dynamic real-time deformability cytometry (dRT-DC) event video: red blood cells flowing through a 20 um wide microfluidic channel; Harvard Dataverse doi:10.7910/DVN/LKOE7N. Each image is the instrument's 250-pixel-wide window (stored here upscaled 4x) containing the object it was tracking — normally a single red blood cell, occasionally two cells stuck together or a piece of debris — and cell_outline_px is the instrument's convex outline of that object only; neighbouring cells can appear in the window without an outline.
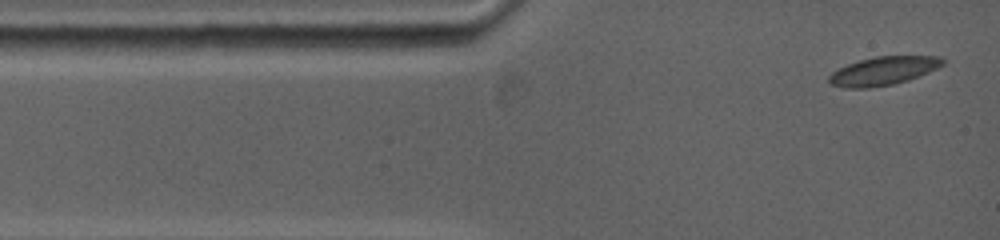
{"species": "common noctule bat (a hibernating species)", "species_latin": "Nyctalus noctula", "temperature_condition": "warm", "stored_images_in_passage": 49, "camera_frame_rate_fps": 5000, "um_per_image_px": 0.085, "animal": {"sex": "female", "body_mass_g": 19.0, "forearm_length_mm": 53.3}, "frame": {"image": 1, "passage_image": 1, "time_ms": 0.0, "image_size_px": [1000, 240], "cell_outline_px": [[944, 64], [928, 72], [908, 80], [892, 84], [868, 88], [848, 88], [832, 84], [828, 80], [828, 76], [832, 72], [848, 64], [860, 60], [876, 56], [940, 56], [944, 60]], "centroid_in_image_um": [75.08, 6.02], "position_along_channel_um": 9.9, "area_um2": 18.61}}
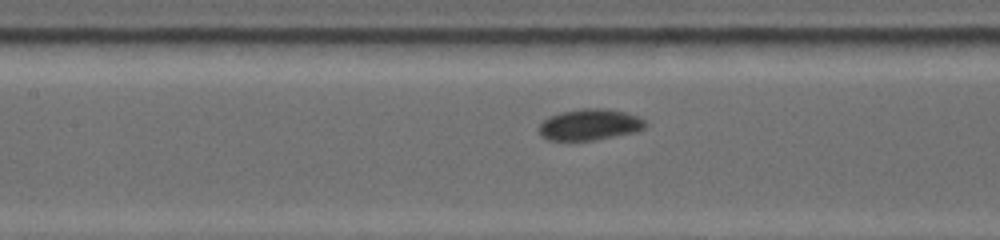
{"frame": {"image": 2, "passage_image": 22, "time_ms": 5.0, "image_size_px": [1000, 240], "cell_outline_px": [[648, 124], [644, 128], [636, 132], [596, 140], [548, 140], [540, 136], [540, 124], [548, 116], [560, 112], [580, 108], [608, 108], [624, 112], [636, 116], [644, 120]], "centroid_in_image_um": [50.13, 10.59], "position_along_channel_um": 157.3, "area_um2": 19.48}}
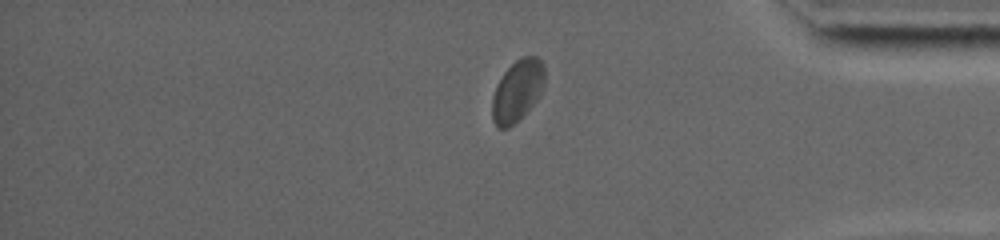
{"frame": {"image": 3, "passage_image": 42, "time_ms": 11.8, "image_size_px": [1000, 240], "cell_outline_px": [[544, 88], [540, 96], [508, 128], [496, 128], [492, 120], [492, 96], [496, 84], [504, 72], [516, 60], [524, 56], [536, 56], [544, 64]], "centroid_in_image_um": [43.96, 7.69], "position_along_channel_um": 391.2, "area_um2": 18.73}, "authors_computed_cell_mechanics": {"area_um2": 18.9584, "velocity_mm_per_s": 3.7521, "shape_relaxation_time_tau1_ms": 3.2028, "shape_relaxation_time_tau2_ms": null, "deformation_change_tau1": 0.0812, "deformation_change_tau2": null}}